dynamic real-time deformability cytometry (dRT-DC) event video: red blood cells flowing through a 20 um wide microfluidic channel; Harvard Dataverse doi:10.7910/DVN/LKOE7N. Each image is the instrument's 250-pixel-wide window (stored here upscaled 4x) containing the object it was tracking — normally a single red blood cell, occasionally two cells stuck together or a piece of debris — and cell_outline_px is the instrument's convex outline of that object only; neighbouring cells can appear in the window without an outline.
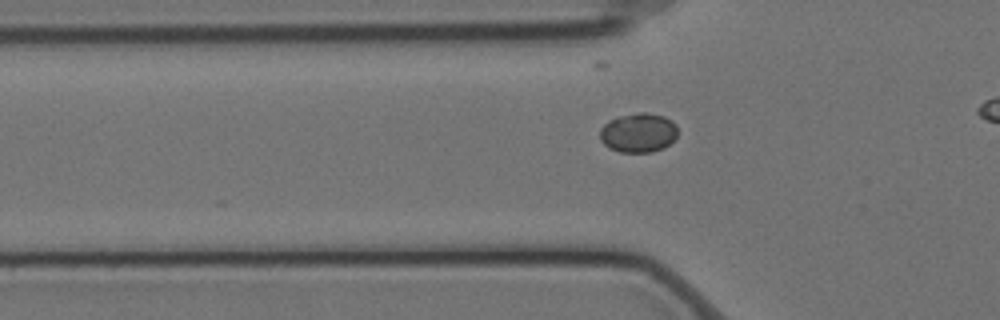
{"species": "Egyptian fruit bat (a non-hibernating species)", "species_latin": "Rousettus aegyptiacus", "temperature_condition": "cold", "stored_images_in_passage": 37, "camera_frame_rate_fps": 3000, "um_per_image_px": 0.085, "animal": {"sex": "female"}, "frame": {"image": 1, "passage_image": 8, "time_ms": 2.333, "image_size_px": [1000, 320], "cell_outline_px": [[676, 136], [664, 148], [652, 152], [620, 152], [608, 148], [600, 140], [600, 128], [608, 120], [616, 116], [636, 112], [648, 112], [664, 116], [672, 120], [676, 124]], "centroid_in_image_um": [54.23, 11.26], "position_along_channel_um": 71.6, "area_um2": 18.09}}
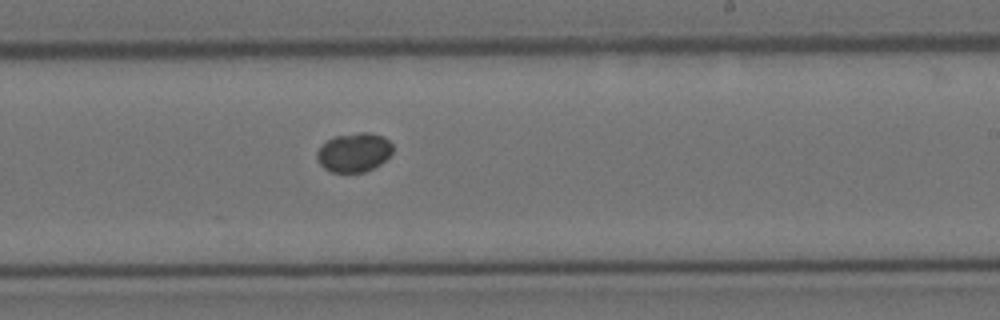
{"frame": {"image": 2, "passage_image": 24, "time_ms": 7.667, "image_size_px": [1000, 320], "cell_outline_px": [[392, 152], [380, 164], [364, 172], [332, 172], [324, 168], [316, 160], [316, 152], [328, 140], [336, 136], [360, 132], [368, 132], [384, 136], [392, 144]], "centroid_in_image_um": [30.09, 12.95], "position_along_channel_um": 258.9, "area_um2": 17.11}}
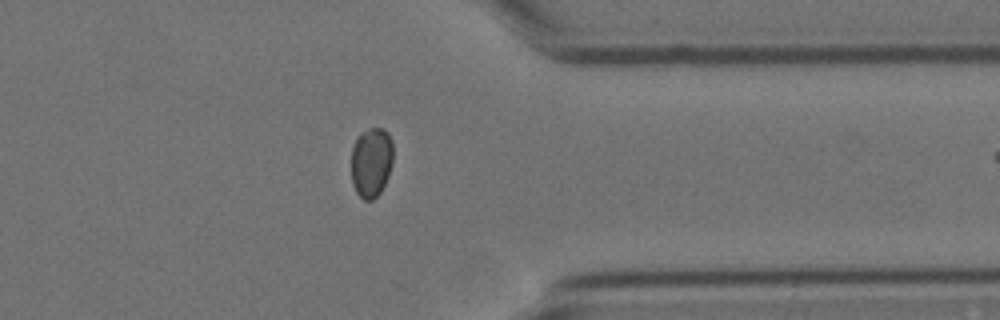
{"frame": {"image": 3, "passage_image": 35, "time_ms": 11.333, "image_size_px": [1000, 320], "cell_outline_px": [[392, 164], [388, 176], [380, 192], [372, 200], [364, 200], [356, 192], [352, 184], [352, 148], [356, 136], [360, 132], [368, 128], [384, 128], [388, 132], [392, 140]], "centroid_in_image_um": [31.55, 13.75], "position_along_channel_um": 379.8, "area_um2": 17.22}}